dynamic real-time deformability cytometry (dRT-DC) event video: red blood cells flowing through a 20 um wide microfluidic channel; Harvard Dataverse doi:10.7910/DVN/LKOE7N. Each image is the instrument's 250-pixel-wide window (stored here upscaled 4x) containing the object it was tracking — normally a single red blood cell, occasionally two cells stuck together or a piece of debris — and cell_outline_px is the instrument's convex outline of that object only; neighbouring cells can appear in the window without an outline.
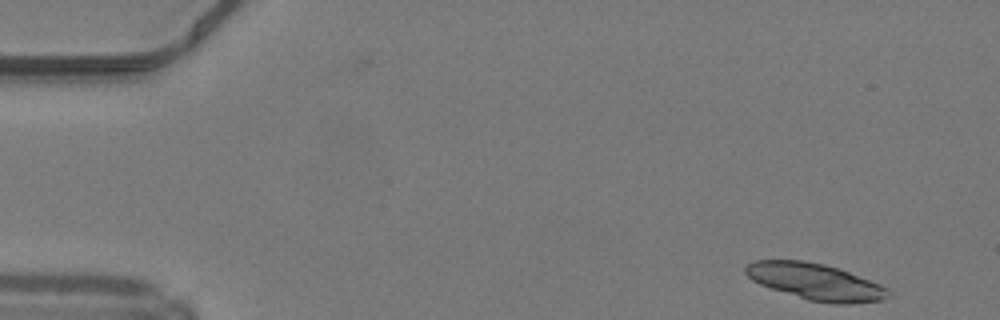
{"species": "common noctule bat (a hibernating species)", "species_latin": "Nyctalus noctula", "temperature_condition": "warm", "stored_images_in_passage": 3, "camera_frame_rate_fps": 3000, "um_per_image_px": 0.085, "animal": {"sex": "male", "body_mass_g": 19.2, "forearm_length_mm": 51.8}, "frame": {"image": 1, "passage_image": 3, "time_ms": 0.667, "image_size_px": [1000, 320], "cell_outline_px": [[888, 296], [884, 300], [852, 304], [832, 304], [808, 300], [760, 284], [752, 280], [744, 272], [744, 268], [748, 264], [756, 260], [804, 260], [824, 264], [840, 268], [880, 284], [888, 292]], "centroid_in_image_um": [69.31, 23.94], "position_along_channel_um": 15.7, "area_um2": 30.23}}